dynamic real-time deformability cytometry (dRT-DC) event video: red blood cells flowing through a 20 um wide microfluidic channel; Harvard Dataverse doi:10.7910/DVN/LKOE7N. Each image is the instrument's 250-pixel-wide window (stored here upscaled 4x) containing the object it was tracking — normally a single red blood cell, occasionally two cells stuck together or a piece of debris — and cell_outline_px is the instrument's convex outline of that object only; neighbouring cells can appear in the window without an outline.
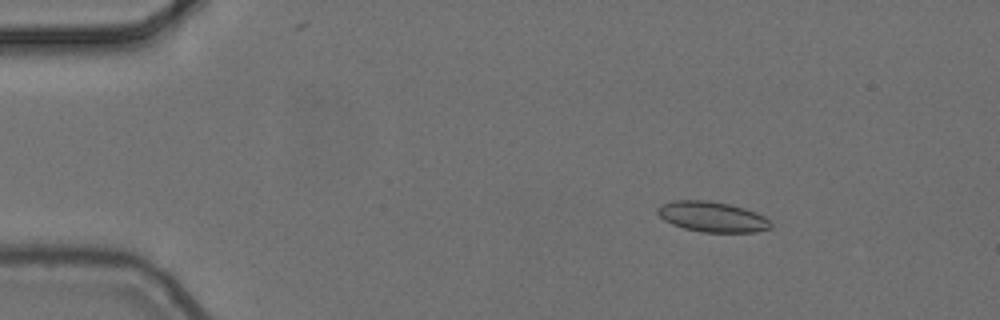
{"species": "common noctule bat (a hibernating species)", "species_latin": "Nyctalus noctula", "temperature_condition": "cold", "stored_images_in_passage": 6, "camera_frame_rate_fps": 3000, "um_per_image_px": 0.085, "animal": {"sex": "female", "body_mass_g": 24.6, "forearm_length_mm": 56.2}, "frame": {"image": 1, "passage_image": 2, "time_ms": 0.333, "image_size_px": [1000, 320], "cell_outline_px": [[772, 228], [756, 232], [700, 232], [684, 228], [672, 224], [664, 220], [656, 212], [656, 208], [660, 204], [676, 200], [708, 200], [728, 204], [744, 208], [764, 216], [772, 224]], "centroid_in_image_um": [60.51, 18.43], "position_along_channel_um": 24.5, "area_um2": 20.06}}
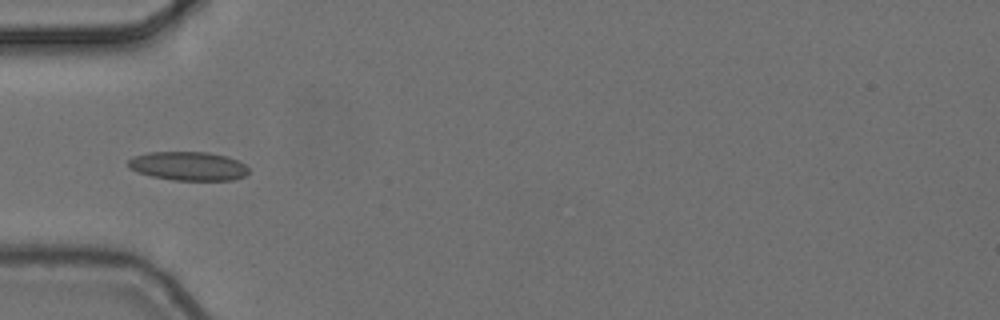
{"frame": {"image": 2, "passage_image": 5, "time_ms": 1.333, "image_size_px": [1000, 320], "cell_outline_px": [[248, 172], [244, 176], [232, 180], [172, 180], [152, 176], [136, 172], [128, 168], [128, 160], [132, 156], [148, 152], [208, 152], [228, 156], [244, 164], [248, 168]], "centroid_in_image_um": [15.96, 14.11], "position_along_channel_um": 69.0, "area_um2": 20.35}}
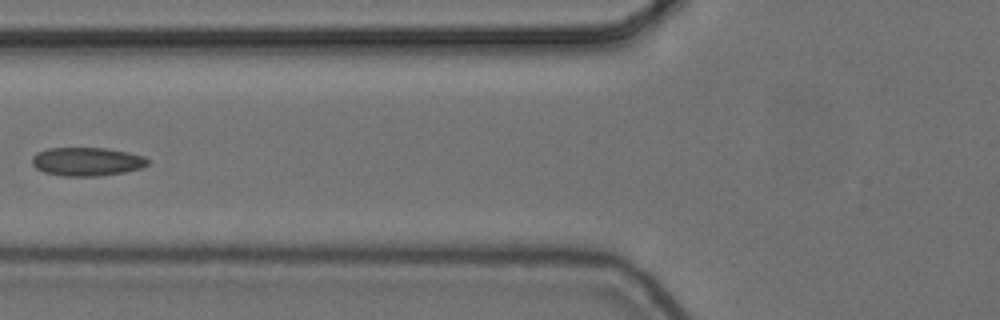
{"frame": {"image": 3, "passage_image": 6, "time_ms": 1.667, "image_size_px": [1000, 320], "cell_outline_px": [[148, 164], [140, 168], [124, 172], [96, 176], [64, 176], [44, 172], [36, 168], [32, 164], [32, 156], [36, 152], [48, 148], [104, 148], [128, 152], [144, 156], [148, 160]], "centroid_in_image_um": [7.35, 13.73], "position_along_channel_um": 118.4, "area_um2": 19.19}}